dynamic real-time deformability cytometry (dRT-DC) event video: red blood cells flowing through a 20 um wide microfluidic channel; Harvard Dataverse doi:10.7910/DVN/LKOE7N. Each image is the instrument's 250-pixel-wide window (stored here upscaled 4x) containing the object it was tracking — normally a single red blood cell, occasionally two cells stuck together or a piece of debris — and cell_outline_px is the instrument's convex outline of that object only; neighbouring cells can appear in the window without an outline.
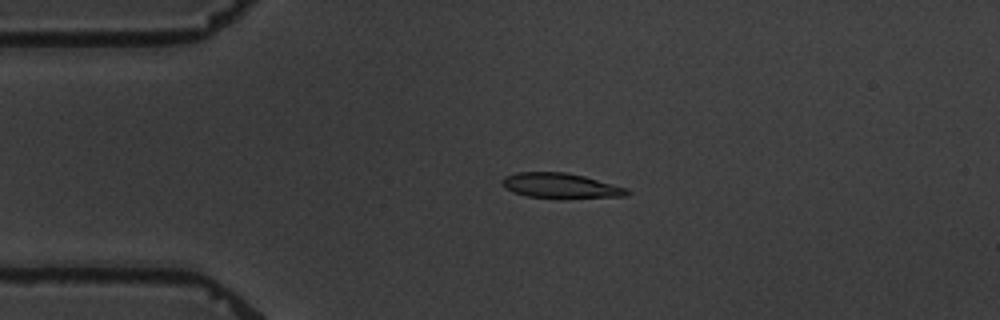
{"species": "common noctule bat (a hibernating species)", "species_latin": "Nyctalus noctula", "temperature_condition": "warm", "stored_images_in_passage": 5, "camera_frame_rate_fps": 3000, "um_per_image_px": 0.085, "animal": {"sex": "male", "body_mass_g": 19.5, "forearm_length_mm": 54.6}, "frame": {"image": 1, "passage_image": 4, "time_ms": 4.0, "image_size_px": [1000, 320], "cell_outline_px": [[632, 192], [624, 196], [564, 200], [560, 200], [528, 196], [512, 192], [504, 188], [500, 180], [504, 176], [516, 172], [564, 172], [584, 176], [628, 188]], "centroid_in_image_um": [47.65, 15.81], "position_along_channel_um": 37.4, "area_um2": 18.96}}